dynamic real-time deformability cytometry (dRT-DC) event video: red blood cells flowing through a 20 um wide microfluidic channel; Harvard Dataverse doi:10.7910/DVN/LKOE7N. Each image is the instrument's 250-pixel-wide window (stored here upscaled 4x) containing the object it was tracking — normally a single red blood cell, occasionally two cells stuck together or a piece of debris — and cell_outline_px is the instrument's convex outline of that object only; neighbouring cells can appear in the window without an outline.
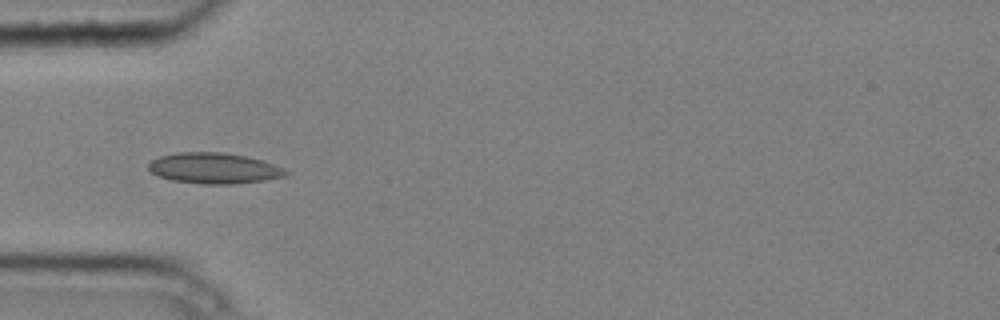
{"species": "common noctule bat (a hibernating species)", "species_latin": "Nyctalus noctula", "temperature_condition": "cold", "stored_images_in_passage": 6, "camera_frame_rate_fps": 3000, "um_per_image_px": 0.085, "animal": {"sex": "male", "body_mass_g": 20.4}, "frame": {"image": 1, "passage_image": 4, "time_ms": 1.0, "image_size_px": [1000, 320], "cell_outline_px": [[292, 172], [288, 176], [264, 180], [232, 184], [204, 184], [172, 180], [160, 176], [152, 172], [148, 168], [148, 164], [152, 160], [160, 156], [180, 152], [220, 152], [248, 156], [284, 168]], "centroid_in_image_um": [18.24, 14.3], "position_along_channel_um": 66.8, "area_um2": 24.57}}
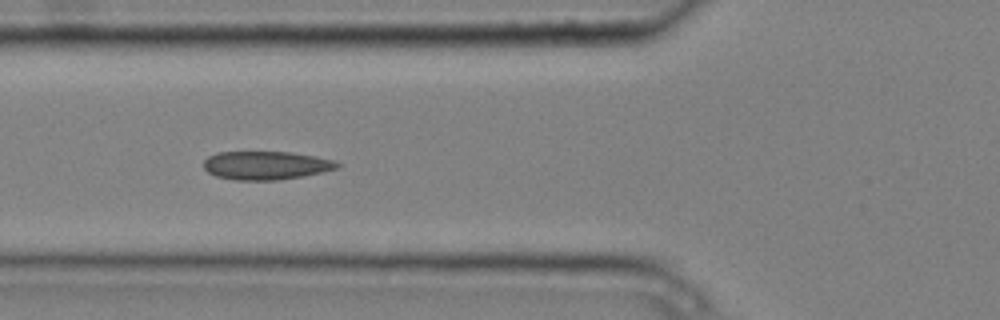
{"frame": {"image": 2, "passage_image": 5, "time_ms": 1.333, "image_size_px": [1000, 320], "cell_outline_px": [[340, 168], [324, 172], [304, 176], [276, 180], [236, 180], [216, 176], [208, 172], [204, 168], [204, 160], [208, 156], [216, 152], [288, 152], [316, 156], [336, 160], [340, 164]], "centroid_in_image_um": [22.65, 14.06], "position_along_channel_um": 103.2, "area_um2": 22.31}}
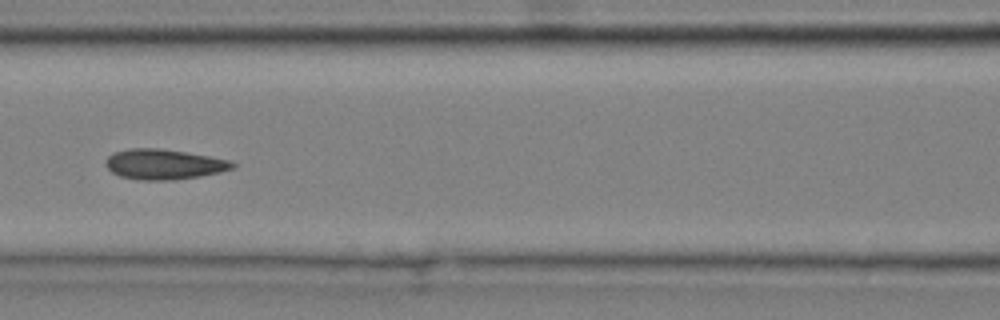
{"frame": {"image": 3, "passage_image": 6, "time_ms": 1.667, "image_size_px": [1000, 320], "cell_outline_px": [[236, 168], [220, 172], [200, 176], [172, 180], [140, 180], [120, 176], [112, 172], [104, 164], [104, 160], [112, 152], [132, 148], [160, 148], [232, 160], [236, 164]], "centroid_in_image_um": [13.93, 13.96], "position_along_channel_um": 152.7, "area_um2": 22.48}}